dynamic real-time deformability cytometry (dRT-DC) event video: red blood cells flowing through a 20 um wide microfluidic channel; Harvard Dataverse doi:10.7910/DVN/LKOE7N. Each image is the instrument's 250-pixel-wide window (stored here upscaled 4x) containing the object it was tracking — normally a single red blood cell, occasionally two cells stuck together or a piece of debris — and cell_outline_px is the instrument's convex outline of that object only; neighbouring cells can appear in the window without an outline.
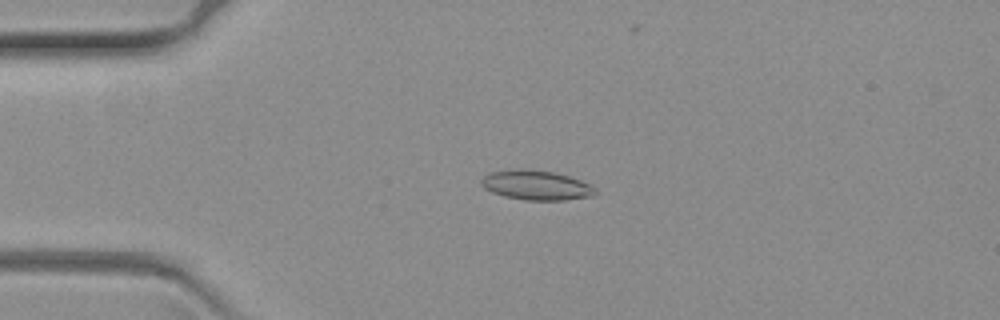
{"species": "common noctule bat (a hibernating species)", "species_latin": "Nyctalus noctula", "temperature_condition": "warm", "stored_images_in_passage": 65, "camera_frame_rate_fps": 3000, "um_per_image_px": 0.085, "animal": {"sex": "female", "body_mass_g": 19.3, "forearm_length_mm": 54.1}, "frame": {"image": 1, "passage_image": 15, "time_ms": 4.667, "image_size_px": [1000, 320], "cell_outline_px": [[596, 192], [592, 196], [564, 200], [524, 200], [504, 196], [492, 192], [484, 188], [480, 184], [480, 180], [488, 172], [512, 168], [528, 168], [552, 172], [568, 176], [592, 184], [596, 188]], "centroid_in_image_um": [45.54, 15.72], "position_along_channel_um": 39.5, "area_um2": 20.0}}
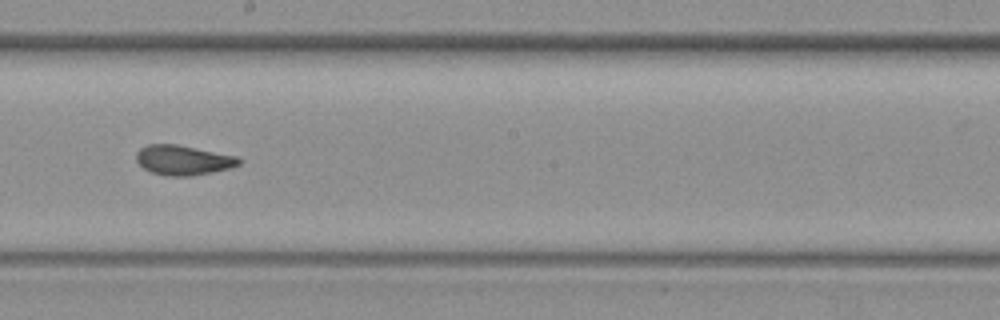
{"frame": {"image": 2, "passage_image": 36, "time_ms": 11.667, "image_size_px": [1000, 320], "cell_outline_px": [[240, 164], [228, 168], [212, 172], [192, 176], [168, 176], [152, 172], [144, 168], [136, 160], [136, 152], [140, 148], [148, 144], [176, 144], [236, 156], [240, 160]], "centroid_in_image_um": [15.53, 13.61], "position_along_channel_um": 232.7, "area_um2": 17.63}}
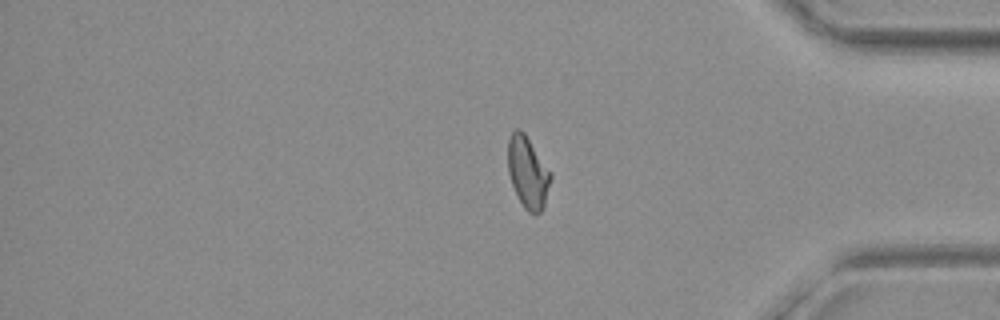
{"frame": {"image": 3, "passage_image": 53, "time_ms": 17.333, "image_size_px": [1000, 320], "cell_outline_px": [[552, 176], [544, 208], [540, 212], [528, 212], [524, 208], [512, 184], [508, 172], [508, 136], [516, 128], [520, 128], [524, 132], [552, 172]], "centroid_in_image_um": [44.88, 14.62], "position_along_channel_um": 390.3, "area_um2": 17.92}}